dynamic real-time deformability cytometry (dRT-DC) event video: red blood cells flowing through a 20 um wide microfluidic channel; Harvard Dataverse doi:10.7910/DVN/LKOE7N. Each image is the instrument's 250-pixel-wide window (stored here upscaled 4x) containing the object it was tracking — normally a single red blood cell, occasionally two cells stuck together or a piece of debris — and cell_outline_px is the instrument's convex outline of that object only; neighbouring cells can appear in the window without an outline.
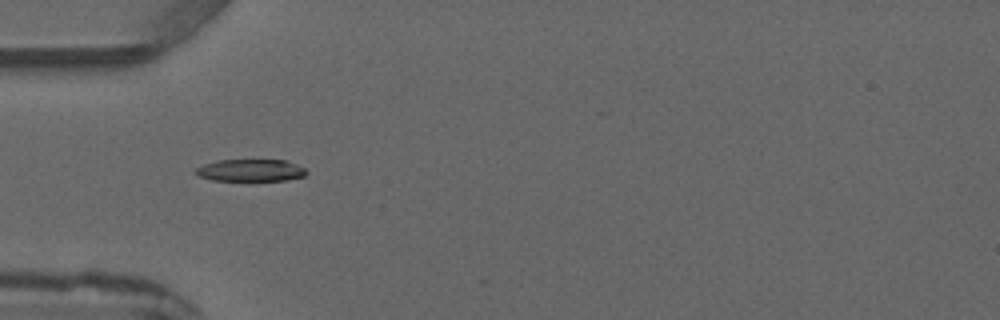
{"species": "common noctule bat (a hibernating species)", "species_latin": "Nyctalus noctula", "temperature_condition": "warm", "stored_images_in_passage": 5, "camera_frame_rate_fps": 3000, "um_per_image_px": 0.085, "animal": {"sex": "male", "forearm_length_mm": 52.5}, "frame": {"image": 1, "passage_image": 4, "time_ms": 4.0, "image_size_px": [1000, 320], "cell_outline_px": [[308, 172], [304, 176], [284, 180], [212, 180], [196, 176], [192, 172], [196, 168], [204, 164], [220, 160], [288, 160], [304, 168]], "centroid_in_image_um": [21.26, 14.47], "position_along_channel_um": 63.7, "area_um2": 14.28}}